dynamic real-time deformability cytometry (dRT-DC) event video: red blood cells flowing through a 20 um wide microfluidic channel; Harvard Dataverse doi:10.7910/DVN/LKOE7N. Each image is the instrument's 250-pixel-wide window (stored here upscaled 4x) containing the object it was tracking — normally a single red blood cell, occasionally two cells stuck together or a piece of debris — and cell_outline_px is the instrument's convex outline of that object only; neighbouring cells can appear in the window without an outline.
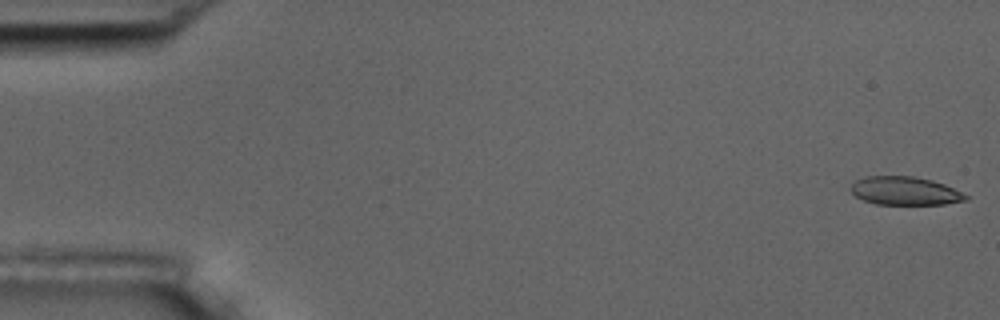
{"species": "common noctule bat (a hibernating species)", "species_latin": "Nyctalus noctula", "temperature_condition": "room temperature", "stored_images_in_passage": 28, "camera_frame_rate_fps": 3000, "um_per_image_px": 0.085, "animal": {"sex": "male", "body_mass_g": 17.5, "forearm_length_mm": 52.3}, "frame": {"image": 1, "passage_image": 1, "time_ms": 0.0, "image_size_px": [1000, 320], "cell_outline_px": [[968, 200], [944, 204], [876, 204], [864, 200], [856, 196], [848, 188], [856, 180], [864, 176], [912, 176], [932, 180], [944, 184], [968, 196]], "centroid_in_image_um": [76.89, 16.22], "position_along_channel_um": 8.1, "area_um2": 18.9}}
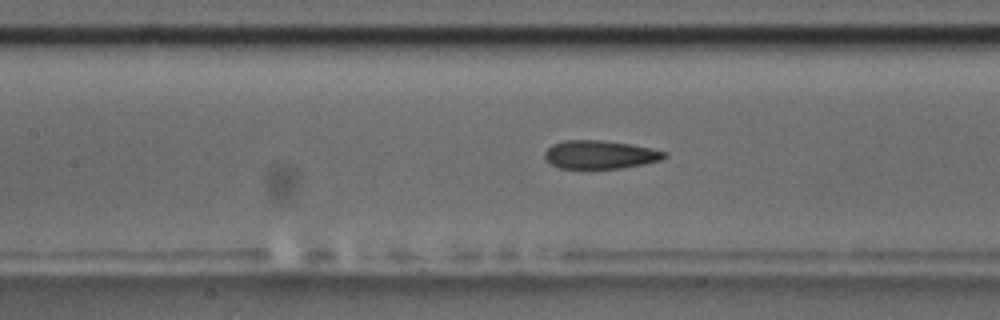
{"frame": {"image": 2, "passage_image": 25, "time_ms": 8.0, "image_size_px": [1000, 320], "cell_outline_px": [[668, 156], [660, 160], [644, 164], [620, 168], [560, 168], [552, 164], [544, 156], [544, 152], [552, 144], [564, 140], [604, 140], [632, 144], [668, 152]], "centroid_in_image_um": [51.03, 13.13], "position_along_channel_um": 156.4, "area_um2": 19.77}}
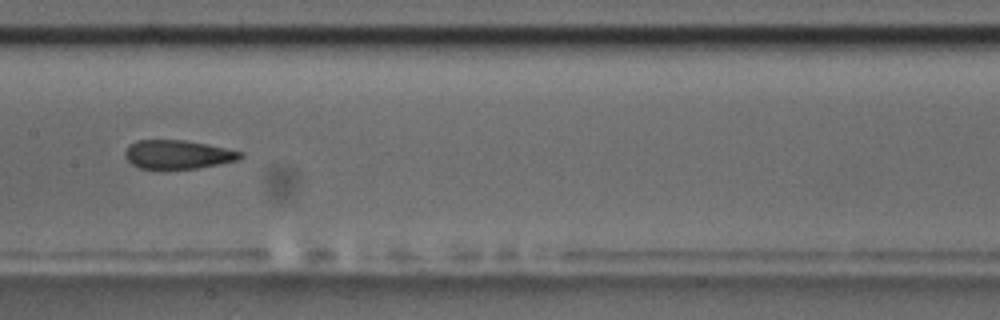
{"frame": {"image": 3, "passage_image": 28, "time_ms": 9.0, "image_size_px": [1000, 320], "cell_outline_px": [[244, 156], [236, 160], [196, 168], [136, 168], [124, 156], [124, 152], [128, 144], [136, 140], [184, 140], [208, 144], [244, 152]], "centroid_in_image_um": [15.08, 13.11], "position_along_channel_um": 192.3, "area_um2": 19.25}}